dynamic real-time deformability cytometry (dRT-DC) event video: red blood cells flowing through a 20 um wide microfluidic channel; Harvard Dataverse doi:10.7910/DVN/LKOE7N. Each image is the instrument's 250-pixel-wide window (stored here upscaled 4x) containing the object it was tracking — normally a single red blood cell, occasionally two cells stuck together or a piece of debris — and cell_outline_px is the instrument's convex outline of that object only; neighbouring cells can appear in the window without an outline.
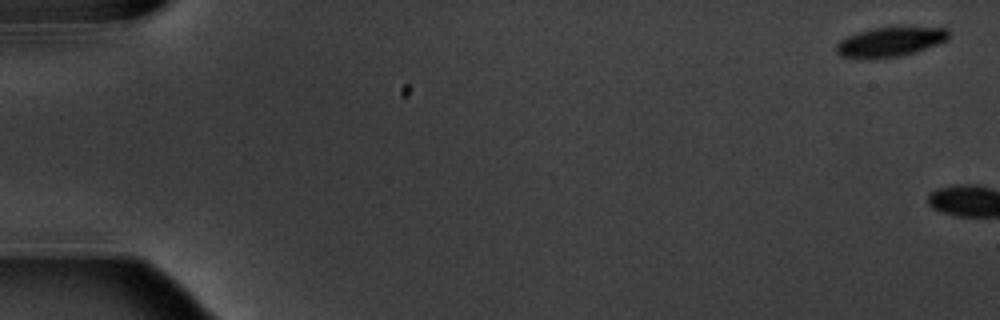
{"species": "common noctule bat (a hibernating species)", "species_latin": "Nyctalus noctula", "temperature_condition": "warm", "stored_images_in_passage": 2, "camera_frame_rate_fps": 3000, "um_per_image_px": 0.085, "animal": {"sex": "male", "body_mass_g": 20.1, "forearm_length_mm": 53.5}, "frame": {"image": 1, "passage_image": 1, "time_ms": 0.0, "image_size_px": [1000, 320], "cell_outline_px": [[948, 40], [916, 52], [900, 56], [872, 60], [840, 56], [836, 52], [836, 44], [840, 40], [848, 36], [872, 28], [948, 28]], "centroid_in_image_um": [75.62, 3.6], "position_along_channel_um": 9.4, "area_um2": 19.25}}